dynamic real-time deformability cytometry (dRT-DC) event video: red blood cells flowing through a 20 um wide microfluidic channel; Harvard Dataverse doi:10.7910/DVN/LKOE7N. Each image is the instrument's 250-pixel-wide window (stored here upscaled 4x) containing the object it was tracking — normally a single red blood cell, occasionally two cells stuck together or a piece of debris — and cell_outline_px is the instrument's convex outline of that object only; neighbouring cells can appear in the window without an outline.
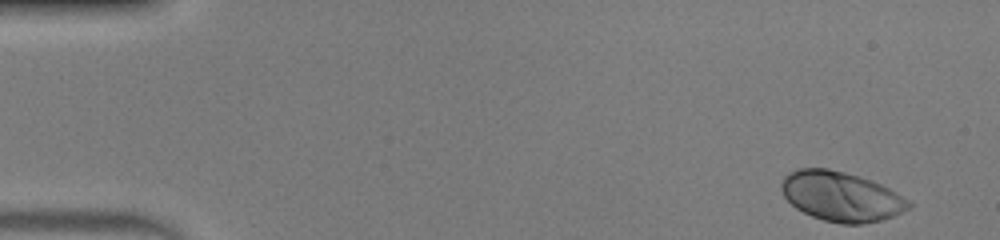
{"species": "human", "species_latin": "Homo sapiens", "temperature_condition": "warm", "stored_images_in_passage": 47, "camera_frame_rate_fps": 3000, "um_per_image_px": 0.085, "donor": {"sex": "male"}, "frame": {"image": 1, "passage_image": 1, "time_ms": 0.0, "image_size_px": [1000, 240], "cell_outline_px": [[912, 204], [908, 208], [892, 216], [880, 220], [864, 224], [840, 224], [824, 220], [812, 216], [796, 208], [784, 196], [780, 188], [780, 184], [784, 176], [800, 168], [828, 168], [844, 172], [872, 180], [896, 192], [908, 200]], "centroid_in_image_um": [71.48, 16.7], "position_along_channel_um": 13.5, "area_um2": 36.59}}
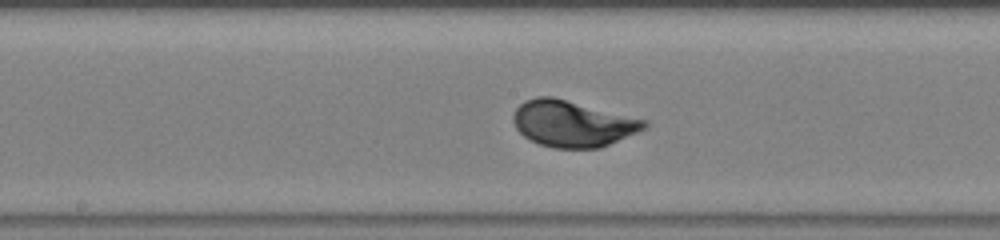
{"frame": {"image": 2, "passage_image": 24, "time_ms": 7.667, "image_size_px": [1000, 240], "cell_outline_px": [[648, 128], [600, 148], [552, 148], [540, 144], [524, 136], [516, 128], [512, 120], [512, 116], [516, 108], [524, 100], [536, 96], [552, 96], [648, 120]], "centroid_in_image_um": [48.68, 10.5], "position_along_channel_um": 199.5, "area_um2": 35.49}}
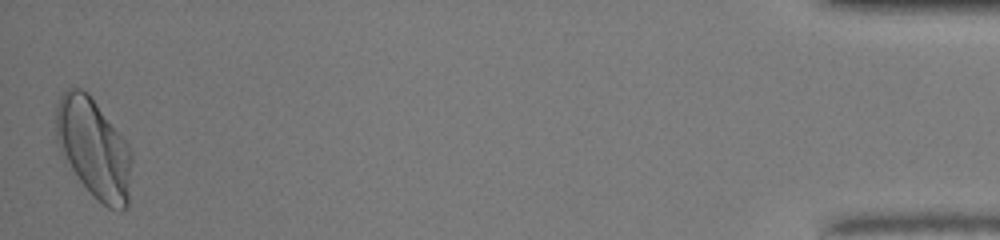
{"frame": {"image": 3, "passage_image": 47, "time_ms": 15.333, "image_size_px": [1000, 240], "cell_outline_px": [[132, 160], [128, 208], [120, 212], [108, 208], [80, 180], [72, 168], [60, 148], [56, 140], [56, 104], [60, 96], [68, 88], [80, 88], [88, 92], [128, 144], [132, 152]], "centroid_in_image_um": [8.0, 12.59], "position_along_channel_um": 427.2, "area_um2": 43.41}, "authors_computed_cell_mechanics": {"area_um2": 35.0268, "velocity_mm_per_s": 4.1434, "shape_relaxation_time_tau1_ms": 2.1218, "shape_relaxation_time_tau2_ms": null, "deformation_change_tau1": 0.1452, "deformation_change_tau2": null}}